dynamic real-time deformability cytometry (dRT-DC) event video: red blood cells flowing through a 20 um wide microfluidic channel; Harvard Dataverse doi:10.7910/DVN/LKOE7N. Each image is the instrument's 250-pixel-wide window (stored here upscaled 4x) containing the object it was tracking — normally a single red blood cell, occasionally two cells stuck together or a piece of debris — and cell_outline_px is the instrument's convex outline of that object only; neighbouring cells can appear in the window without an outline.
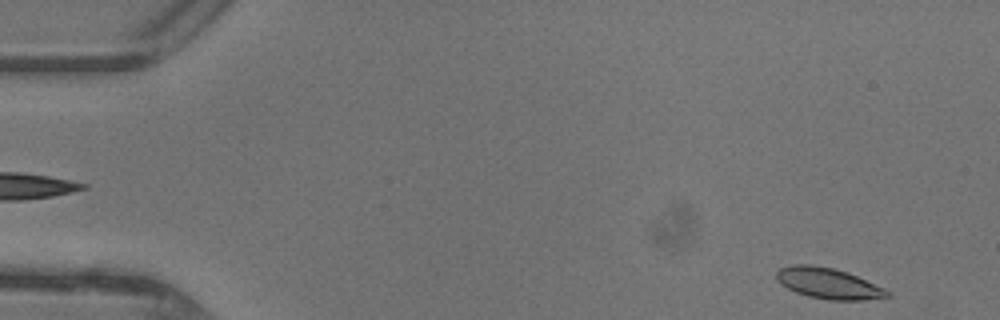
{"species": "common noctule bat (a hibernating species)", "species_latin": "Nyctalus noctula", "temperature_condition": "warm", "stored_images_in_passage": 45, "camera_frame_rate_fps": 3000, "um_per_image_px": 0.085, "animal": {"sex": "female"}, "frame": {"image": 1, "passage_image": 1, "time_ms": 0.0, "image_size_px": [1000, 320], "cell_outline_px": [[892, 296], [864, 300], [828, 300], [808, 296], [796, 292], [780, 284], [776, 280], [776, 272], [780, 268], [792, 264], [812, 264], [832, 268], [848, 272], [884, 288]], "centroid_in_image_um": [70.38, 24.08], "position_along_channel_um": 14.6, "area_um2": 19.94}}
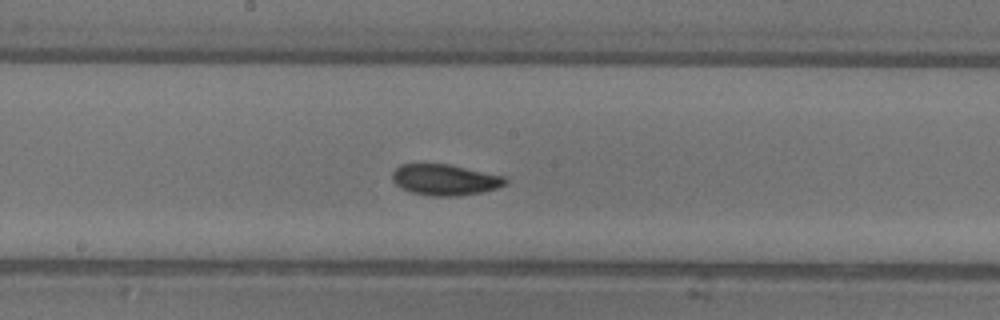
{"frame": {"image": 2, "passage_image": 23, "time_ms": 7.333, "image_size_px": [1000, 320], "cell_outline_px": [[508, 180], [504, 184], [496, 188], [484, 192], [456, 196], [432, 196], [412, 192], [400, 188], [392, 180], [392, 172], [400, 164], [448, 164], [504, 176]], "centroid_in_image_um": [37.8, 15.28], "position_along_channel_um": 210.4, "area_um2": 20.35}}
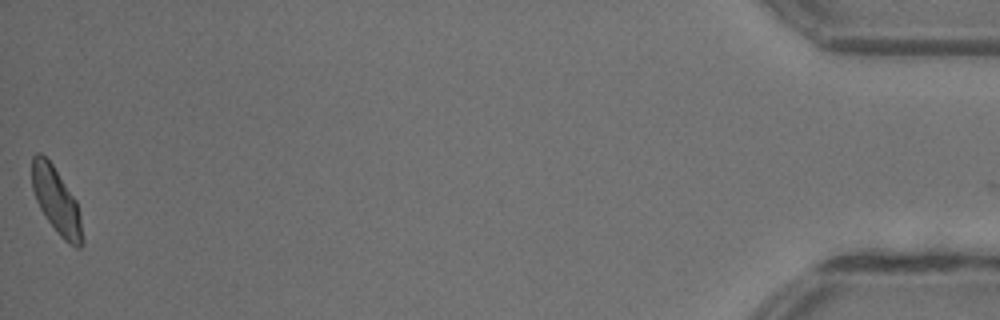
{"frame": {"image": 3, "passage_image": 45, "time_ms": 14.667, "image_size_px": [1000, 320], "cell_outline_px": [[84, 244], [80, 248], [76, 248], [68, 244], [60, 236], [48, 220], [40, 208], [36, 200], [32, 188], [32, 156], [36, 152], [40, 152], [52, 164], [76, 200], [80, 216], [84, 240]], "centroid_in_image_um": [4.8, 17.1], "position_along_channel_um": 430.4, "area_um2": 19.31}, "authors_computed_cell_mechanics": {"area_um2": 19.7676, "velocity_mm_per_s": 4.3804, "shape_relaxation_time_tau1_ms": 3.1428, "shape_relaxation_time_tau2_ms": 1.6322, "deformation_change_tau1": 0.1027, "deformation_change_tau2": 0.0612}}